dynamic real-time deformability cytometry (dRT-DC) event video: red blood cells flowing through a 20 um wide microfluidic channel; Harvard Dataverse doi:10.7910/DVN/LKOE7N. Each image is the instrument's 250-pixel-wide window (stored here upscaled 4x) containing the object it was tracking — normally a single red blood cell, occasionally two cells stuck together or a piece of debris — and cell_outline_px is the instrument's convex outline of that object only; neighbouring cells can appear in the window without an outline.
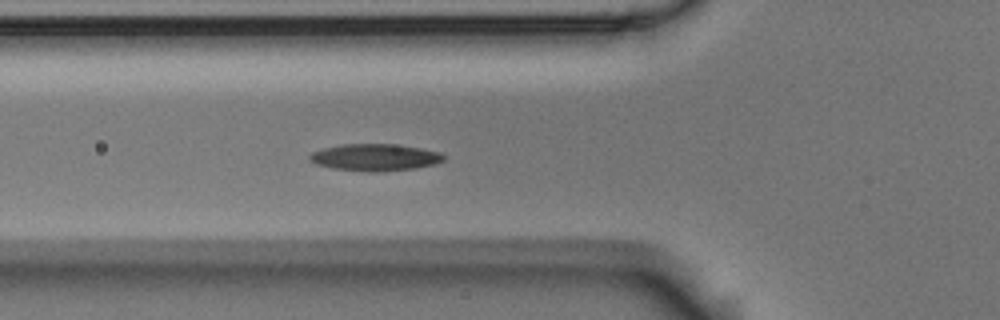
{"species": "Egyptian fruit bat (a non-hibernating species)", "species_latin": "Rousettus aegyptiacus", "temperature_condition": "room temperature", "stored_images_in_passage": 6, "camera_frame_rate_fps": 3000, "um_per_image_px": 0.085, "animal": {"sex": "male"}, "frame": {"image": 1, "passage_image": 6, "time_ms": 1.667, "image_size_px": [1000, 320], "cell_outline_px": [[444, 160], [436, 164], [416, 168], [384, 172], [368, 172], [332, 168], [316, 164], [308, 160], [308, 156], [312, 152], [324, 148], [340, 144], [392, 144], [420, 148], [444, 152]], "centroid_in_image_um": [31.89, 13.38], "position_along_channel_um": 93.9, "area_um2": 21.33}}